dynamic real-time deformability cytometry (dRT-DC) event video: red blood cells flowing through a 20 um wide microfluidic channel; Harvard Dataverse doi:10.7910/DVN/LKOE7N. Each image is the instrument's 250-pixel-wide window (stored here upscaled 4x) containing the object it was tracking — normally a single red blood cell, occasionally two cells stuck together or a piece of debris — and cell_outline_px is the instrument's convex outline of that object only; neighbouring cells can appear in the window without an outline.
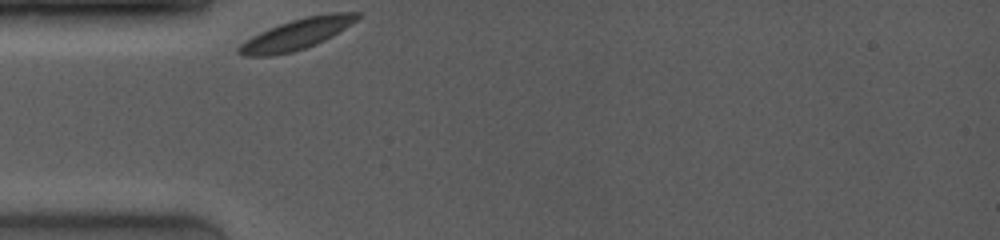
{"species": "common noctule bat (a hibernating species)", "species_latin": "Nyctalus noctula", "temperature_condition": "room temperature", "stored_images_in_passage": 8, "camera_frame_rate_fps": 4000, "um_per_image_px": 0.085, "animal": {"sex": "female", "body_mass_g": 19.0, "forearm_length_mm": 53.3}, "frame": {"image": 1, "passage_image": 1, "time_ms": 0.0, "image_size_px": [1000, 240], "cell_outline_px": [[360, 16], [356, 20], [332, 36], [316, 44], [292, 52], [272, 56], [244, 56], [236, 52], [236, 48], [240, 44], [252, 36], [268, 28], [292, 20], [308, 16], [328, 12], [360, 12]], "centroid_in_image_um": [25.19, 2.91], "position_along_channel_um": 59.8, "area_um2": 21.04}}
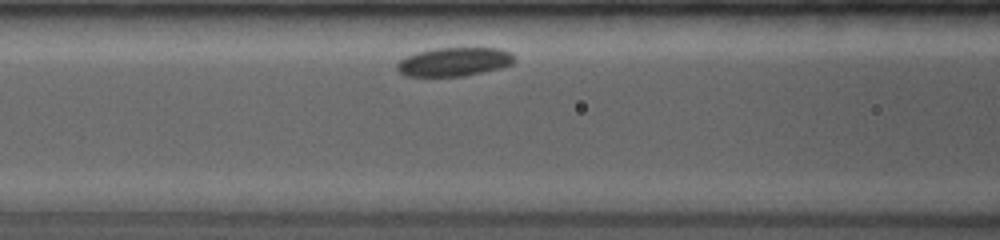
{"frame": {"image": 2, "passage_image": 4, "time_ms": 2.0, "image_size_px": [1000, 240], "cell_outline_px": [[516, 60], [512, 64], [500, 68], [464, 76], [404, 76], [396, 68], [396, 64], [400, 60], [416, 52], [432, 48], [500, 48], [508, 52]], "centroid_in_image_um": [38.58, 5.25], "position_along_channel_um": 128.0, "area_um2": 19.59}}